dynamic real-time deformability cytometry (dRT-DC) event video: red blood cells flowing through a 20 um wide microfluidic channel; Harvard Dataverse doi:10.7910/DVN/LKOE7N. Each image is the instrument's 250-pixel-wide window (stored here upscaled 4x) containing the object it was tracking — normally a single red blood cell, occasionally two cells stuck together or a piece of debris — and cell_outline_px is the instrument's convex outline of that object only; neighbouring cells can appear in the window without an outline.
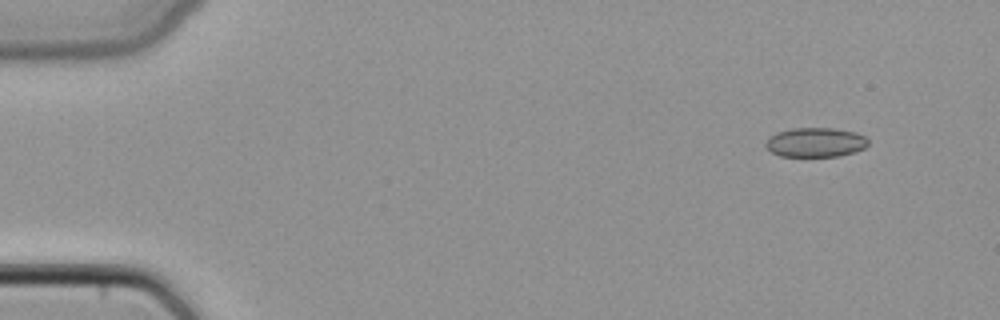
{"species": "common noctule bat (a hibernating species)", "species_latin": "Nyctalus noctula", "temperature_condition": "cold", "stored_images_in_passage": 45, "camera_frame_rate_fps": 3000, "um_per_image_px": 0.085, "animal": {"sex": "female", "body_mass_g": 22.7, "forearm_length_mm": 54.2}, "frame": {"image": 1, "passage_image": 1, "time_ms": 0.0, "image_size_px": [1000, 320], "cell_outline_px": [[868, 144], [864, 148], [856, 152], [840, 156], [780, 156], [772, 152], [764, 144], [768, 136], [776, 132], [792, 128], [832, 128], [856, 132], [864, 136], [868, 140]], "centroid_in_image_um": [69.31, 12.09], "position_along_channel_um": 15.7, "area_um2": 17.69}}
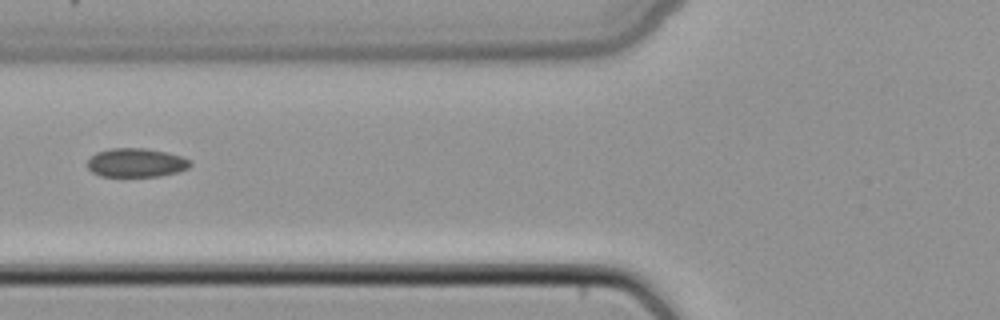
{"frame": {"image": 2, "passage_image": 16, "time_ms": 5.0, "image_size_px": [1000, 320], "cell_outline_px": [[192, 164], [188, 168], [180, 172], [160, 176], [100, 176], [92, 172], [88, 168], [88, 160], [96, 152], [112, 148], [144, 148], [168, 152], [192, 160]], "centroid_in_image_um": [11.61, 13.83], "position_along_channel_um": 114.2, "area_um2": 17.4}}
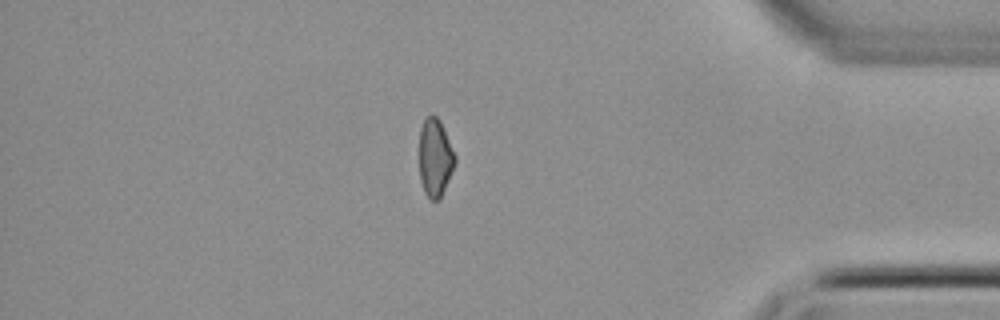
{"frame": {"image": 3, "passage_image": 38, "time_ms": 12.333, "image_size_px": [1000, 320], "cell_outline_px": [[456, 160], [440, 200], [432, 200], [424, 192], [420, 180], [420, 128], [424, 120], [428, 116], [436, 116], [440, 120], [456, 156]], "centroid_in_image_um": [36.98, 13.41], "position_along_channel_um": 398.2, "area_um2": 16.01}}